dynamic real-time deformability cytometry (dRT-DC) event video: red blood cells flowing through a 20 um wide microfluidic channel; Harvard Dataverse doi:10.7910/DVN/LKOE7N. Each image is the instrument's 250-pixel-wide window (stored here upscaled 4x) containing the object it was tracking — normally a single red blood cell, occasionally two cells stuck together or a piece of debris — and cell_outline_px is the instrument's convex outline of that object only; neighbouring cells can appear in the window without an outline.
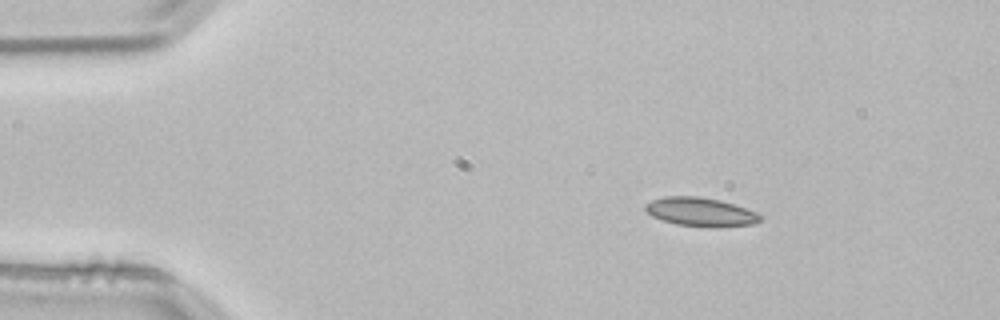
{"species": "common noctule bat (a hibernating species)", "species_latin": "Nyctalus noctula", "temperature_condition": "room temperature", "stored_images_in_passage": 46, "camera_frame_rate_fps": 3000, "um_per_image_px": 0.085, "animal": {"sex": "male", "body_mass_g": 21.5, "forearm_length_mm": 52.0}, "frame": {"image": 1, "passage_image": 1, "time_ms": 0.0, "image_size_px": [1000, 320], "cell_outline_px": [[764, 216], [760, 220], [752, 224], [712, 228], [708, 228], [676, 224], [652, 216], [644, 208], [644, 204], [652, 200], [664, 196], [696, 196], [720, 200], [756, 212]], "centroid_in_image_um": [59.54, 18.02], "position_along_channel_um": 25.5, "area_um2": 19.25}}
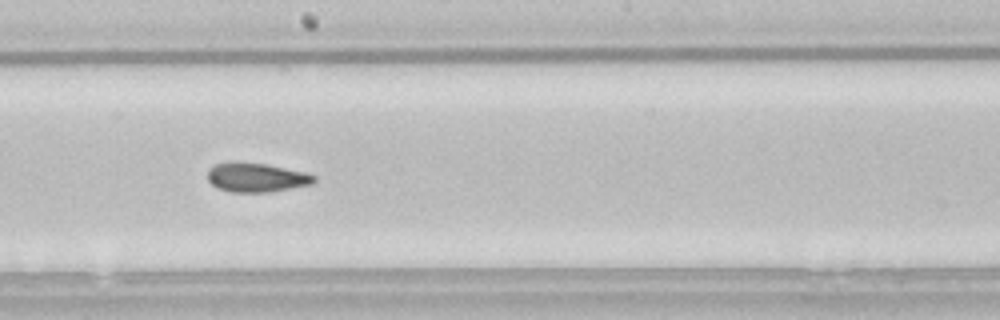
{"frame": {"image": 2, "passage_image": 22, "time_ms": 7.0, "image_size_px": [1000, 320], "cell_outline_px": [[316, 180], [312, 184], [292, 188], [268, 192], [232, 192], [220, 188], [212, 184], [208, 180], [208, 168], [216, 164], [264, 164], [304, 172], [316, 176]], "centroid_in_image_um": [21.83, 15.12], "position_along_channel_um": 226.4, "area_um2": 17.4}}
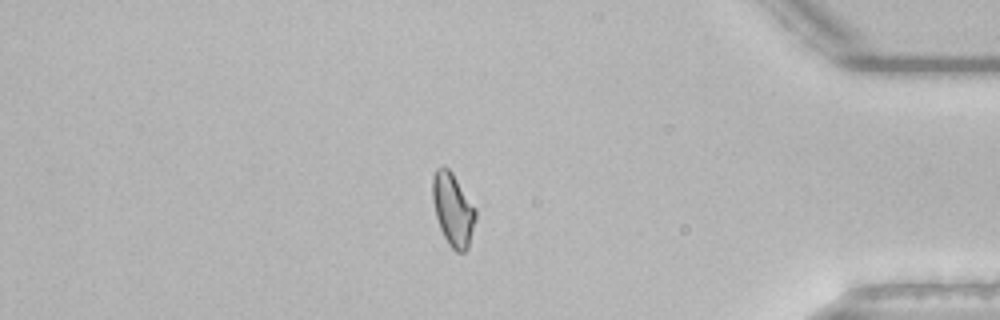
{"frame": {"image": 3, "passage_image": 38, "time_ms": 12.333, "image_size_px": [1000, 320], "cell_outline_px": [[476, 216], [468, 248], [464, 252], [456, 252], [448, 244], [440, 228], [436, 216], [432, 200], [432, 176], [436, 168], [448, 168], [452, 172], [476, 208]], "centroid_in_image_um": [38.49, 17.81], "position_along_channel_um": 396.7, "area_um2": 18.21}, "authors_computed_cell_mechanics": {"area_um2": 18.2648, "velocity_mm_per_s": 3.8359, "shape_relaxation_time_tau1_ms": 10.0723, "shape_relaxation_time_tau2_ms": 2.5575, "deformation_change_tau1": 0.1817, "deformation_change_tau2": 0.0587}}